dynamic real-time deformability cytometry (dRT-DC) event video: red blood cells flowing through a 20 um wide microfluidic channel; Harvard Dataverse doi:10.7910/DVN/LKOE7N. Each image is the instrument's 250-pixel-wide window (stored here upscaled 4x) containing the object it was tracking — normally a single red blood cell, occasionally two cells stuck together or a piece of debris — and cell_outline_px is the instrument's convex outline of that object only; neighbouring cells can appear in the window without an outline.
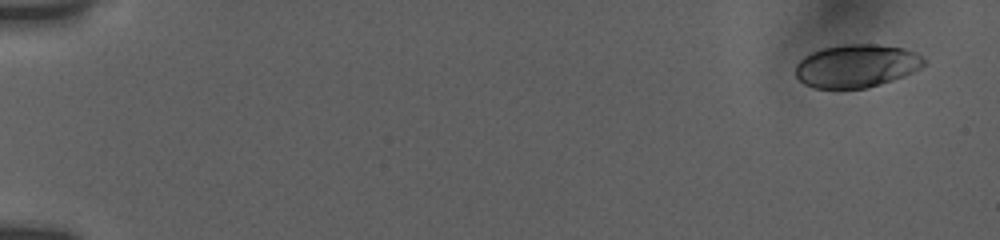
{"species": "human", "species_latin": "Homo sapiens", "temperature_condition": "room temperature", "stored_images_in_passage": 78, "camera_frame_rate_fps": 3000, "um_per_image_px": 0.085, "donor": {"sex": "female"}, "frame": {"image": 1, "passage_image": 1, "time_ms": 0.0, "image_size_px": [1000, 240], "cell_outline_px": [[924, 64], [920, 68], [904, 76], [868, 88], [812, 88], [804, 84], [796, 76], [796, 64], [804, 56], [812, 52], [824, 48], [844, 44], [880, 44], [904, 48], [924, 56]], "centroid_in_image_um": [72.8, 5.6], "position_along_channel_um": 12.2, "area_um2": 32.25}}
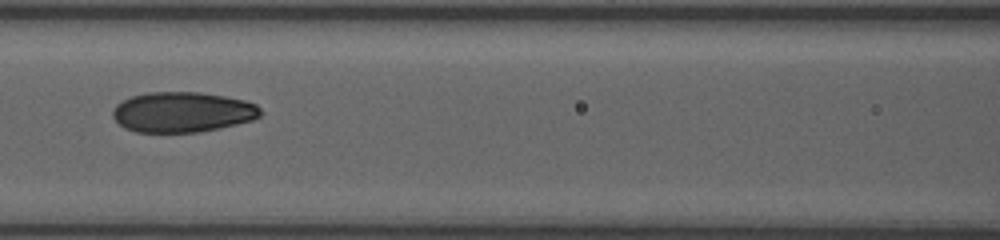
{"frame": {"image": 2, "passage_image": 40, "time_ms": 8.0, "image_size_px": [1000, 240], "cell_outline_px": [[264, 112], [260, 116], [252, 120], [236, 124], [200, 132], [136, 132], [124, 128], [112, 116], [112, 112], [116, 104], [132, 96], [148, 92], [200, 92], [224, 96], [244, 100], [256, 104]], "centroid_in_image_um": [15.52, 9.53], "position_along_channel_um": 151.1, "area_um2": 34.74}}
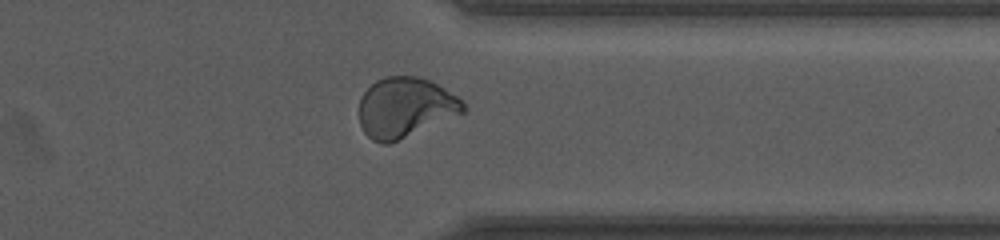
{"frame": {"image": 3, "passage_image": 70, "time_ms": 14.0, "image_size_px": [1000, 240], "cell_outline_px": [[468, 108], [464, 112], [388, 144], [380, 144], [372, 140], [364, 132], [360, 124], [360, 96], [376, 80], [384, 76], [420, 76], [444, 88], [456, 96]], "centroid_in_image_um": [34.41, 9.12], "position_along_channel_um": 377.0, "area_um2": 36.07}, "authors_computed_cell_mechanics": {"area_um2": 34.4199, "velocity_mm_per_s": 3.7969, "shape_relaxation_time_tau1_ms": 5.7541, "shape_relaxation_time_tau2_ms": 1.0766, "deformation_change_tau1": 0.1841, "deformation_change_tau2": 0.0607}}